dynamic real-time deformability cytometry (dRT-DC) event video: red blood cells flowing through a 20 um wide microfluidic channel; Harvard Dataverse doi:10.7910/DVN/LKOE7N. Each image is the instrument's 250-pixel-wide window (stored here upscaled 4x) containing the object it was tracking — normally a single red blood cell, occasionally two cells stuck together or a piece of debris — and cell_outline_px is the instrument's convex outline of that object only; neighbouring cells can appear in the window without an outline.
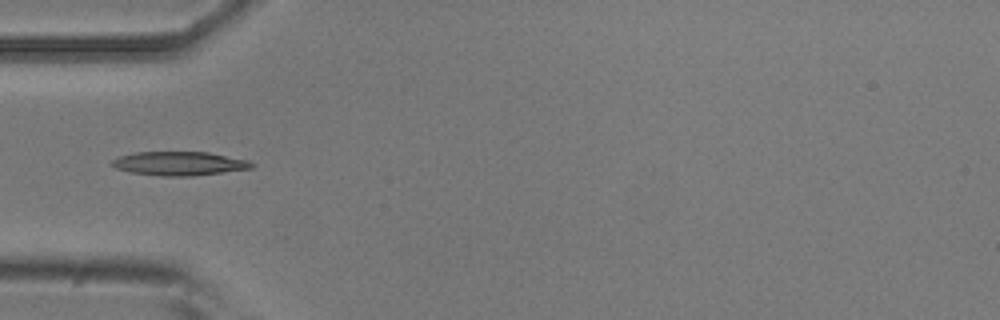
{"species": "common noctule bat (a hibernating species)", "species_latin": "Nyctalus noctula", "temperature_condition": "room temperature", "stored_images_in_passage": 1, "camera_frame_rate_fps": 3000, "um_per_image_px": 0.085, "animal": {"sex": "male", "body_mass_g": 20.5, "forearm_length_mm": 52.5}, "frame": {"image": 1, "passage_image": 1, "time_ms": 0.0, "image_size_px": [1000, 320], "cell_outline_px": [[256, 164], [252, 168], [192, 176], [164, 176], [132, 172], [116, 168], [112, 164], [112, 160], [120, 156], [136, 152], [208, 152], [248, 160]], "centroid_in_image_um": [15.27, 13.89], "position_along_channel_um": 69.7, "area_um2": 19.19}}